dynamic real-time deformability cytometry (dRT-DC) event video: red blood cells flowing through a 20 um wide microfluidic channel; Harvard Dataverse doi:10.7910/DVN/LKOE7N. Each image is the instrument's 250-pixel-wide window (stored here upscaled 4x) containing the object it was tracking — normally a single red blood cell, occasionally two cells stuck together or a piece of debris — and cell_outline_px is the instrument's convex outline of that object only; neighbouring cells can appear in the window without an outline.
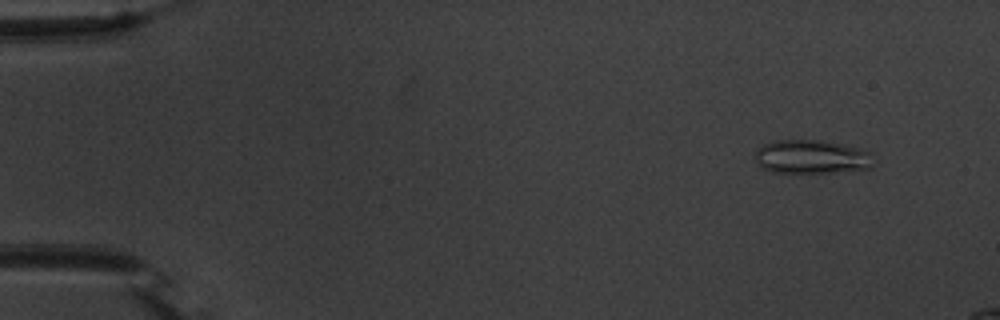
{"species": "common noctule bat (a hibernating species)", "species_latin": "Nyctalus noctula", "temperature_condition": "warm", "stored_images_in_passage": 15, "segment_of_instrument_passage": [1, 2], "camera_frame_rate_fps": 3000, "um_per_image_px": 0.085, "animal": {"sex": "male", "body_mass_g": 20.1, "forearm_length_mm": 53.5}, "frame": {"image": 1, "passage_image": 5, "time_ms": 1.333, "image_size_px": [1000, 320], "cell_outline_px": [[872, 152], [868, 168], [828, 172], [772, 172], [760, 168], [756, 164], [756, 148], [764, 144], [776, 140], [820, 140], [860, 148]], "centroid_in_image_um": [68.89, 13.32], "position_along_channel_um": 16.1, "area_um2": 23.0}}